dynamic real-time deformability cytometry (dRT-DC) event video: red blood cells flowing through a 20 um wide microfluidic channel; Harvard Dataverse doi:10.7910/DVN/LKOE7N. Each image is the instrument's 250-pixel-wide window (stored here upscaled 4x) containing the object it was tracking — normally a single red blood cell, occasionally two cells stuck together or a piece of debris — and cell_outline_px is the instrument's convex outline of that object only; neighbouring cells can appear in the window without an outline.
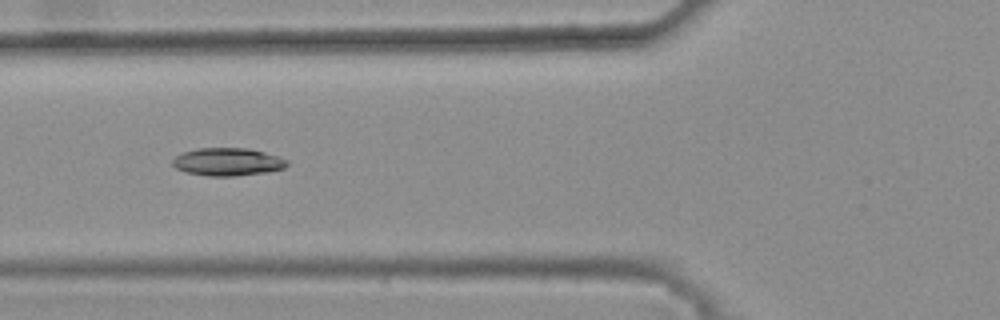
{"species": "common noctule bat (a hibernating species)", "species_latin": "Nyctalus noctula", "temperature_condition": "warm", "stored_images_in_passage": 5, "camera_frame_rate_fps": 3000, "um_per_image_px": 0.085, "animal": {"sex": "female", "body_mass_g": 25.1}, "frame": {"image": 1, "passage_image": 3, "time_ms": 0.667, "image_size_px": [1000, 320], "cell_outline_px": [[288, 164], [284, 168], [264, 172], [236, 176], [208, 176], [184, 172], [176, 168], [172, 164], [172, 160], [176, 156], [184, 152], [196, 148], [248, 148], [264, 152], [288, 160]], "centroid_in_image_um": [19.32, 13.76], "position_along_channel_um": 106.5, "area_um2": 18.5}}
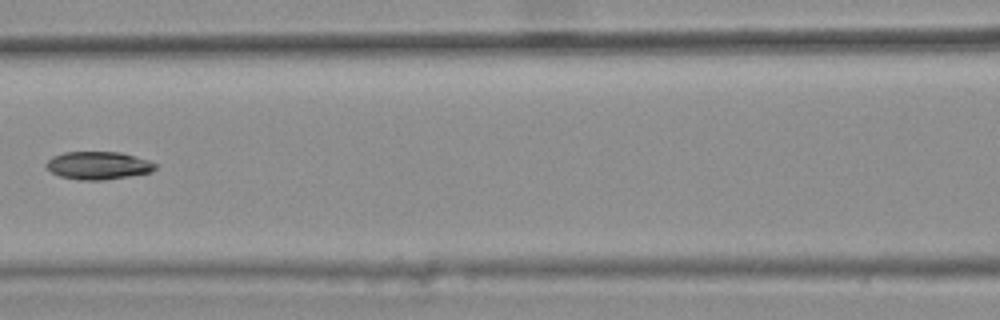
{"frame": {"image": 2, "passage_image": 4, "time_ms": 1.0, "image_size_px": [1000, 320], "cell_outline_px": [[156, 168], [152, 172], [104, 180], [80, 180], [60, 176], [52, 172], [44, 164], [52, 156], [64, 152], [120, 152], [148, 160], [156, 164]], "centroid_in_image_um": [8.34, 14.06], "position_along_channel_um": 158.3, "area_um2": 17.63}}
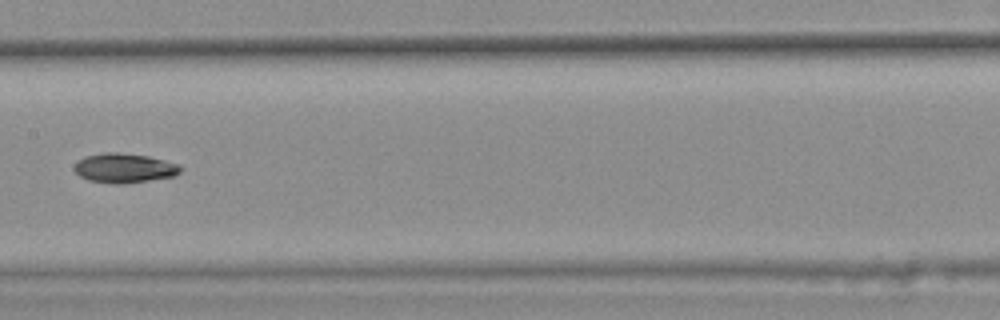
{"frame": {"image": 3, "passage_image": 5, "time_ms": 1.333, "image_size_px": [1000, 320], "cell_outline_px": [[184, 168], [176, 176], [124, 184], [112, 184], [88, 180], [80, 176], [72, 168], [84, 156], [104, 152], [116, 152], [148, 156], [180, 164]], "centroid_in_image_um": [10.59, 14.29], "position_along_channel_um": 196.8, "area_um2": 18.44}}